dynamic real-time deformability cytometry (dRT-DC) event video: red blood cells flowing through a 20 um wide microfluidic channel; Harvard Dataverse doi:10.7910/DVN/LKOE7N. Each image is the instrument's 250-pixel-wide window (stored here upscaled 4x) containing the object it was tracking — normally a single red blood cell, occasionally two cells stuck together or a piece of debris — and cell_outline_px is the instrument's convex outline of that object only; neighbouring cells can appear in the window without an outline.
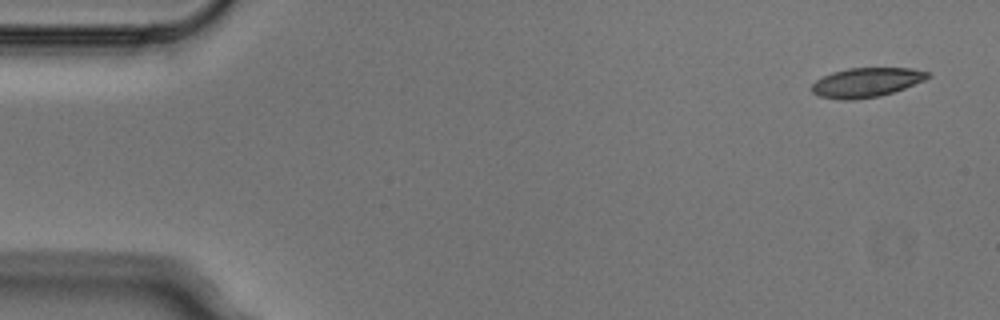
{"species": "Egyptian fruit bat (a non-hibernating species)", "species_latin": "Rousettus aegyptiacus", "temperature_condition": "cold", "stored_images_in_passage": 4, "camera_frame_rate_fps": 3000, "um_per_image_px": 0.085, "animal": {"sex": "male"}, "frame": {"image": 1, "passage_image": 1, "time_ms": 0.0, "image_size_px": [1000, 320], "cell_outline_px": [[932, 76], [924, 80], [904, 88], [880, 96], [856, 100], [844, 100], [820, 96], [812, 92], [812, 84], [816, 80], [832, 72], [848, 68], [912, 68], [928, 72]], "centroid_in_image_um": [73.64, 7.0], "position_along_channel_um": 11.4, "area_um2": 19.77}}
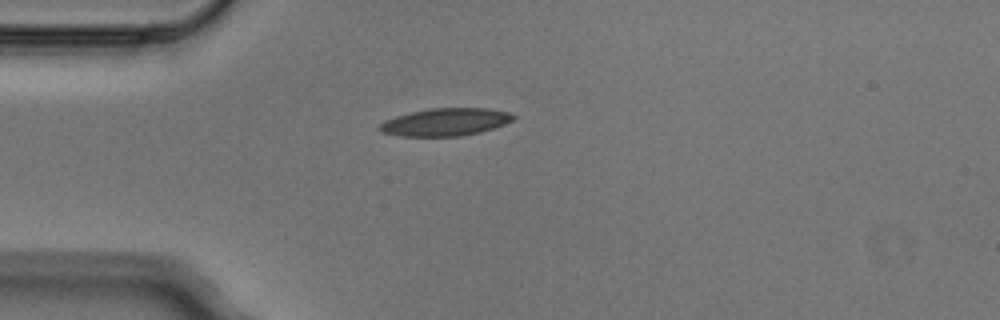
{"frame": {"image": 2, "passage_image": 4, "time_ms": 1.0, "image_size_px": [1000, 320], "cell_outline_px": [[516, 116], [512, 120], [504, 124], [480, 132], [460, 136], [400, 136], [380, 132], [376, 128], [384, 120], [396, 116], [412, 112], [432, 108], [488, 108], [508, 112]], "centroid_in_image_um": [37.82, 10.37], "position_along_channel_um": 47.2, "area_um2": 21.44}}